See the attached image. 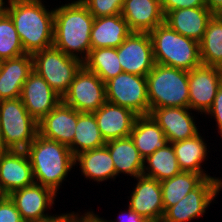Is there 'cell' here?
<instances>
[{
	"label": "cell",
	"mask_w": 222,
	"mask_h": 222,
	"mask_svg": "<svg viewBox=\"0 0 222 222\" xmlns=\"http://www.w3.org/2000/svg\"><path fill=\"white\" fill-rule=\"evenodd\" d=\"M20 98L28 113L37 122L62 101V98L35 71H32L24 82Z\"/></svg>",
	"instance_id": "15"
},
{
	"label": "cell",
	"mask_w": 222,
	"mask_h": 222,
	"mask_svg": "<svg viewBox=\"0 0 222 222\" xmlns=\"http://www.w3.org/2000/svg\"><path fill=\"white\" fill-rule=\"evenodd\" d=\"M120 213L121 215H119L120 216L119 220L118 219L116 221L106 220V222H149L144 217L132 211L129 207L127 211H123Z\"/></svg>",
	"instance_id": "39"
},
{
	"label": "cell",
	"mask_w": 222,
	"mask_h": 222,
	"mask_svg": "<svg viewBox=\"0 0 222 222\" xmlns=\"http://www.w3.org/2000/svg\"><path fill=\"white\" fill-rule=\"evenodd\" d=\"M80 213L74 211L70 213H62V222H106V219L95 214L94 211H86L81 216Z\"/></svg>",
	"instance_id": "38"
},
{
	"label": "cell",
	"mask_w": 222,
	"mask_h": 222,
	"mask_svg": "<svg viewBox=\"0 0 222 222\" xmlns=\"http://www.w3.org/2000/svg\"><path fill=\"white\" fill-rule=\"evenodd\" d=\"M131 32L121 14L94 18L90 33L91 49L118 48Z\"/></svg>",
	"instance_id": "23"
},
{
	"label": "cell",
	"mask_w": 222,
	"mask_h": 222,
	"mask_svg": "<svg viewBox=\"0 0 222 222\" xmlns=\"http://www.w3.org/2000/svg\"><path fill=\"white\" fill-rule=\"evenodd\" d=\"M213 15L207 7L176 9L164 16V23L179 34L200 43Z\"/></svg>",
	"instance_id": "21"
},
{
	"label": "cell",
	"mask_w": 222,
	"mask_h": 222,
	"mask_svg": "<svg viewBox=\"0 0 222 222\" xmlns=\"http://www.w3.org/2000/svg\"><path fill=\"white\" fill-rule=\"evenodd\" d=\"M46 222H62V213L57 215L55 218L52 220L46 221Z\"/></svg>",
	"instance_id": "44"
},
{
	"label": "cell",
	"mask_w": 222,
	"mask_h": 222,
	"mask_svg": "<svg viewBox=\"0 0 222 222\" xmlns=\"http://www.w3.org/2000/svg\"><path fill=\"white\" fill-rule=\"evenodd\" d=\"M164 16L172 10L194 7H206L205 0H160Z\"/></svg>",
	"instance_id": "36"
},
{
	"label": "cell",
	"mask_w": 222,
	"mask_h": 222,
	"mask_svg": "<svg viewBox=\"0 0 222 222\" xmlns=\"http://www.w3.org/2000/svg\"><path fill=\"white\" fill-rule=\"evenodd\" d=\"M35 183L25 150H8L0 154V184L7 195Z\"/></svg>",
	"instance_id": "17"
},
{
	"label": "cell",
	"mask_w": 222,
	"mask_h": 222,
	"mask_svg": "<svg viewBox=\"0 0 222 222\" xmlns=\"http://www.w3.org/2000/svg\"><path fill=\"white\" fill-rule=\"evenodd\" d=\"M83 66L98 75L104 83L123 72L117 48L111 47L91 49Z\"/></svg>",
	"instance_id": "32"
},
{
	"label": "cell",
	"mask_w": 222,
	"mask_h": 222,
	"mask_svg": "<svg viewBox=\"0 0 222 222\" xmlns=\"http://www.w3.org/2000/svg\"><path fill=\"white\" fill-rule=\"evenodd\" d=\"M105 85L107 102L128 108L138 116L150 114L146 76L122 72Z\"/></svg>",
	"instance_id": "8"
},
{
	"label": "cell",
	"mask_w": 222,
	"mask_h": 222,
	"mask_svg": "<svg viewBox=\"0 0 222 222\" xmlns=\"http://www.w3.org/2000/svg\"><path fill=\"white\" fill-rule=\"evenodd\" d=\"M121 15L132 32H150L164 23L160 0H124Z\"/></svg>",
	"instance_id": "20"
},
{
	"label": "cell",
	"mask_w": 222,
	"mask_h": 222,
	"mask_svg": "<svg viewBox=\"0 0 222 222\" xmlns=\"http://www.w3.org/2000/svg\"><path fill=\"white\" fill-rule=\"evenodd\" d=\"M8 196L15 203L24 222H46L57 216L45 213L53 208L57 197L51 188L34 183L13 191Z\"/></svg>",
	"instance_id": "11"
},
{
	"label": "cell",
	"mask_w": 222,
	"mask_h": 222,
	"mask_svg": "<svg viewBox=\"0 0 222 222\" xmlns=\"http://www.w3.org/2000/svg\"><path fill=\"white\" fill-rule=\"evenodd\" d=\"M54 8L53 46L82 63L91 50L94 16L80 0Z\"/></svg>",
	"instance_id": "1"
},
{
	"label": "cell",
	"mask_w": 222,
	"mask_h": 222,
	"mask_svg": "<svg viewBox=\"0 0 222 222\" xmlns=\"http://www.w3.org/2000/svg\"><path fill=\"white\" fill-rule=\"evenodd\" d=\"M105 146L111 154L116 177L122 173L135 179L143 174L144 158L130 136L107 141Z\"/></svg>",
	"instance_id": "25"
},
{
	"label": "cell",
	"mask_w": 222,
	"mask_h": 222,
	"mask_svg": "<svg viewBox=\"0 0 222 222\" xmlns=\"http://www.w3.org/2000/svg\"><path fill=\"white\" fill-rule=\"evenodd\" d=\"M218 15L222 18V11Z\"/></svg>",
	"instance_id": "45"
},
{
	"label": "cell",
	"mask_w": 222,
	"mask_h": 222,
	"mask_svg": "<svg viewBox=\"0 0 222 222\" xmlns=\"http://www.w3.org/2000/svg\"><path fill=\"white\" fill-rule=\"evenodd\" d=\"M180 169L185 172L202 174L205 178L212 177L202 169V163L208 157L207 143L200 132L192 138L171 143Z\"/></svg>",
	"instance_id": "27"
},
{
	"label": "cell",
	"mask_w": 222,
	"mask_h": 222,
	"mask_svg": "<svg viewBox=\"0 0 222 222\" xmlns=\"http://www.w3.org/2000/svg\"><path fill=\"white\" fill-rule=\"evenodd\" d=\"M191 111L189 107H162L153 109L150 115L164 131L168 143H173L199 133Z\"/></svg>",
	"instance_id": "16"
},
{
	"label": "cell",
	"mask_w": 222,
	"mask_h": 222,
	"mask_svg": "<svg viewBox=\"0 0 222 222\" xmlns=\"http://www.w3.org/2000/svg\"><path fill=\"white\" fill-rule=\"evenodd\" d=\"M181 172L171 143H167L144 159L142 175L157 181L172 178Z\"/></svg>",
	"instance_id": "29"
},
{
	"label": "cell",
	"mask_w": 222,
	"mask_h": 222,
	"mask_svg": "<svg viewBox=\"0 0 222 222\" xmlns=\"http://www.w3.org/2000/svg\"><path fill=\"white\" fill-rule=\"evenodd\" d=\"M221 85L222 68L201 64L188 71L189 108L205 115Z\"/></svg>",
	"instance_id": "12"
},
{
	"label": "cell",
	"mask_w": 222,
	"mask_h": 222,
	"mask_svg": "<svg viewBox=\"0 0 222 222\" xmlns=\"http://www.w3.org/2000/svg\"><path fill=\"white\" fill-rule=\"evenodd\" d=\"M25 151L31 162L35 183L58 194L59 187L75 167V156L69 146L38 134Z\"/></svg>",
	"instance_id": "3"
},
{
	"label": "cell",
	"mask_w": 222,
	"mask_h": 222,
	"mask_svg": "<svg viewBox=\"0 0 222 222\" xmlns=\"http://www.w3.org/2000/svg\"><path fill=\"white\" fill-rule=\"evenodd\" d=\"M206 7L214 14L218 15L222 11V0H205Z\"/></svg>",
	"instance_id": "40"
},
{
	"label": "cell",
	"mask_w": 222,
	"mask_h": 222,
	"mask_svg": "<svg viewBox=\"0 0 222 222\" xmlns=\"http://www.w3.org/2000/svg\"><path fill=\"white\" fill-rule=\"evenodd\" d=\"M79 165L81 174L95 182L116 178V171L111 154L106 146L87 150L75 156V166Z\"/></svg>",
	"instance_id": "24"
},
{
	"label": "cell",
	"mask_w": 222,
	"mask_h": 222,
	"mask_svg": "<svg viewBox=\"0 0 222 222\" xmlns=\"http://www.w3.org/2000/svg\"><path fill=\"white\" fill-rule=\"evenodd\" d=\"M0 128L8 150H26L38 135V122L20 97L0 101Z\"/></svg>",
	"instance_id": "6"
},
{
	"label": "cell",
	"mask_w": 222,
	"mask_h": 222,
	"mask_svg": "<svg viewBox=\"0 0 222 222\" xmlns=\"http://www.w3.org/2000/svg\"><path fill=\"white\" fill-rule=\"evenodd\" d=\"M8 195L5 193V191L3 190L1 184H0V201H2L3 199H5Z\"/></svg>",
	"instance_id": "43"
},
{
	"label": "cell",
	"mask_w": 222,
	"mask_h": 222,
	"mask_svg": "<svg viewBox=\"0 0 222 222\" xmlns=\"http://www.w3.org/2000/svg\"><path fill=\"white\" fill-rule=\"evenodd\" d=\"M6 1L7 0H5V1L4 0H0V16L7 13L8 5L5 3Z\"/></svg>",
	"instance_id": "42"
},
{
	"label": "cell",
	"mask_w": 222,
	"mask_h": 222,
	"mask_svg": "<svg viewBox=\"0 0 222 222\" xmlns=\"http://www.w3.org/2000/svg\"><path fill=\"white\" fill-rule=\"evenodd\" d=\"M206 178L202 174L185 172L160 181L164 211L177 204L189 192L196 189Z\"/></svg>",
	"instance_id": "30"
},
{
	"label": "cell",
	"mask_w": 222,
	"mask_h": 222,
	"mask_svg": "<svg viewBox=\"0 0 222 222\" xmlns=\"http://www.w3.org/2000/svg\"><path fill=\"white\" fill-rule=\"evenodd\" d=\"M78 111L62 101L38 122V134L69 145L74 138Z\"/></svg>",
	"instance_id": "19"
},
{
	"label": "cell",
	"mask_w": 222,
	"mask_h": 222,
	"mask_svg": "<svg viewBox=\"0 0 222 222\" xmlns=\"http://www.w3.org/2000/svg\"><path fill=\"white\" fill-rule=\"evenodd\" d=\"M130 138L144 159L168 143L164 131L150 114L137 116Z\"/></svg>",
	"instance_id": "26"
},
{
	"label": "cell",
	"mask_w": 222,
	"mask_h": 222,
	"mask_svg": "<svg viewBox=\"0 0 222 222\" xmlns=\"http://www.w3.org/2000/svg\"><path fill=\"white\" fill-rule=\"evenodd\" d=\"M93 114L105 142L129 137L138 116L128 108L107 101Z\"/></svg>",
	"instance_id": "18"
},
{
	"label": "cell",
	"mask_w": 222,
	"mask_h": 222,
	"mask_svg": "<svg viewBox=\"0 0 222 222\" xmlns=\"http://www.w3.org/2000/svg\"><path fill=\"white\" fill-rule=\"evenodd\" d=\"M94 18L121 14L124 0H80Z\"/></svg>",
	"instance_id": "34"
},
{
	"label": "cell",
	"mask_w": 222,
	"mask_h": 222,
	"mask_svg": "<svg viewBox=\"0 0 222 222\" xmlns=\"http://www.w3.org/2000/svg\"><path fill=\"white\" fill-rule=\"evenodd\" d=\"M202 65L222 68V18L213 15L199 43Z\"/></svg>",
	"instance_id": "31"
},
{
	"label": "cell",
	"mask_w": 222,
	"mask_h": 222,
	"mask_svg": "<svg viewBox=\"0 0 222 222\" xmlns=\"http://www.w3.org/2000/svg\"><path fill=\"white\" fill-rule=\"evenodd\" d=\"M157 64L190 71L201 65L199 43L171 29L166 23L149 32Z\"/></svg>",
	"instance_id": "4"
},
{
	"label": "cell",
	"mask_w": 222,
	"mask_h": 222,
	"mask_svg": "<svg viewBox=\"0 0 222 222\" xmlns=\"http://www.w3.org/2000/svg\"><path fill=\"white\" fill-rule=\"evenodd\" d=\"M7 151H8V149L5 146V142H4V139H3L2 131H1V128H0V154H2L4 152H7Z\"/></svg>",
	"instance_id": "41"
},
{
	"label": "cell",
	"mask_w": 222,
	"mask_h": 222,
	"mask_svg": "<svg viewBox=\"0 0 222 222\" xmlns=\"http://www.w3.org/2000/svg\"><path fill=\"white\" fill-rule=\"evenodd\" d=\"M32 71L31 54L0 61V101L19 98L22 86Z\"/></svg>",
	"instance_id": "22"
},
{
	"label": "cell",
	"mask_w": 222,
	"mask_h": 222,
	"mask_svg": "<svg viewBox=\"0 0 222 222\" xmlns=\"http://www.w3.org/2000/svg\"><path fill=\"white\" fill-rule=\"evenodd\" d=\"M146 79L150 112L162 107H189L188 71L155 63Z\"/></svg>",
	"instance_id": "5"
},
{
	"label": "cell",
	"mask_w": 222,
	"mask_h": 222,
	"mask_svg": "<svg viewBox=\"0 0 222 222\" xmlns=\"http://www.w3.org/2000/svg\"><path fill=\"white\" fill-rule=\"evenodd\" d=\"M205 115L215 119L218 132L222 138V85L218 88L213 104Z\"/></svg>",
	"instance_id": "37"
},
{
	"label": "cell",
	"mask_w": 222,
	"mask_h": 222,
	"mask_svg": "<svg viewBox=\"0 0 222 222\" xmlns=\"http://www.w3.org/2000/svg\"><path fill=\"white\" fill-rule=\"evenodd\" d=\"M106 85L102 79L84 66L75 74L62 102L81 113H94L105 102Z\"/></svg>",
	"instance_id": "9"
},
{
	"label": "cell",
	"mask_w": 222,
	"mask_h": 222,
	"mask_svg": "<svg viewBox=\"0 0 222 222\" xmlns=\"http://www.w3.org/2000/svg\"><path fill=\"white\" fill-rule=\"evenodd\" d=\"M32 58L33 71L43 77L61 98L83 66L79 59L68 56L54 46L33 53Z\"/></svg>",
	"instance_id": "7"
},
{
	"label": "cell",
	"mask_w": 222,
	"mask_h": 222,
	"mask_svg": "<svg viewBox=\"0 0 222 222\" xmlns=\"http://www.w3.org/2000/svg\"><path fill=\"white\" fill-rule=\"evenodd\" d=\"M0 222H24L9 196L0 201Z\"/></svg>",
	"instance_id": "35"
},
{
	"label": "cell",
	"mask_w": 222,
	"mask_h": 222,
	"mask_svg": "<svg viewBox=\"0 0 222 222\" xmlns=\"http://www.w3.org/2000/svg\"><path fill=\"white\" fill-rule=\"evenodd\" d=\"M137 183L129 197V207L149 222H162L164 205L160 181L144 175L136 177Z\"/></svg>",
	"instance_id": "14"
},
{
	"label": "cell",
	"mask_w": 222,
	"mask_h": 222,
	"mask_svg": "<svg viewBox=\"0 0 222 222\" xmlns=\"http://www.w3.org/2000/svg\"><path fill=\"white\" fill-rule=\"evenodd\" d=\"M73 141L68 145L71 153L76 156L87 150L105 146L97 121L93 113L78 112V119Z\"/></svg>",
	"instance_id": "28"
},
{
	"label": "cell",
	"mask_w": 222,
	"mask_h": 222,
	"mask_svg": "<svg viewBox=\"0 0 222 222\" xmlns=\"http://www.w3.org/2000/svg\"><path fill=\"white\" fill-rule=\"evenodd\" d=\"M123 72L146 76L154 67L153 45L149 32H131L117 48Z\"/></svg>",
	"instance_id": "13"
},
{
	"label": "cell",
	"mask_w": 222,
	"mask_h": 222,
	"mask_svg": "<svg viewBox=\"0 0 222 222\" xmlns=\"http://www.w3.org/2000/svg\"><path fill=\"white\" fill-rule=\"evenodd\" d=\"M222 177L206 178L164 214L162 222H190L205 215L211 202L222 189Z\"/></svg>",
	"instance_id": "10"
},
{
	"label": "cell",
	"mask_w": 222,
	"mask_h": 222,
	"mask_svg": "<svg viewBox=\"0 0 222 222\" xmlns=\"http://www.w3.org/2000/svg\"><path fill=\"white\" fill-rule=\"evenodd\" d=\"M26 54L8 13L0 16V61Z\"/></svg>",
	"instance_id": "33"
},
{
	"label": "cell",
	"mask_w": 222,
	"mask_h": 222,
	"mask_svg": "<svg viewBox=\"0 0 222 222\" xmlns=\"http://www.w3.org/2000/svg\"><path fill=\"white\" fill-rule=\"evenodd\" d=\"M7 4L26 54L53 46L54 8L49 10L42 0H9Z\"/></svg>",
	"instance_id": "2"
}]
</instances>
